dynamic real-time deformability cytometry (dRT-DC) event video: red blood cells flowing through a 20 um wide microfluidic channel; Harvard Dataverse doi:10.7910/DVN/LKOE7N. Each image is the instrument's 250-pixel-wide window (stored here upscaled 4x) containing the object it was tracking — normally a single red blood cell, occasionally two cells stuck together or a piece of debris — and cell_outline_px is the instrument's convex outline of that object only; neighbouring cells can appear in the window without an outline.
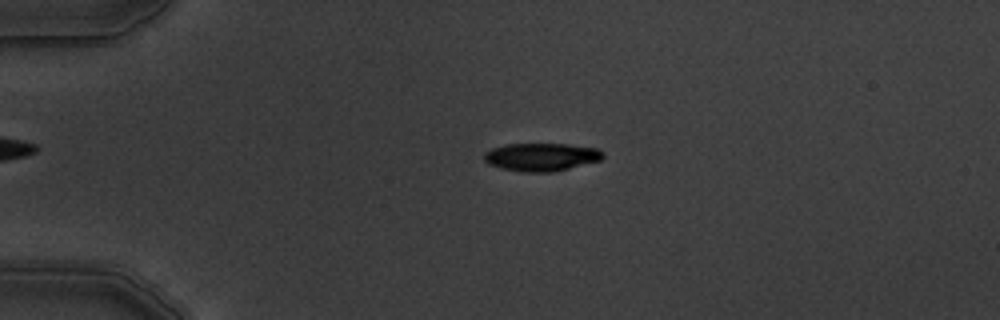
{"species": "common noctule bat (a hibernating species)", "species_latin": "Nyctalus noctula", "temperature_condition": "warm", "stored_images_in_passage": 4, "camera_frame_rate_fps": 3000, "um_per_image_px": 0.085, "animal": {"sex": "male", "body_mass_g": 19.5, "forearm_length_mm": 54.6}, "frame": {"image": 1, "passage_image": 3, "time_ms": 2.333, "image_size_px": [1000, 320], "cell_outline_px": [[604, 156], [600, 160], [552, 172], [524, 172], [500, 168], [488, 164], [484, 160], [484, 152], [492, 148], [504, 144], [568, 144], [596, 148], [604, 152]], "centroid_in_image_um": [45.98, 13.34], "position_along_channel_um": 39.0, "area_um2": 19.36}}